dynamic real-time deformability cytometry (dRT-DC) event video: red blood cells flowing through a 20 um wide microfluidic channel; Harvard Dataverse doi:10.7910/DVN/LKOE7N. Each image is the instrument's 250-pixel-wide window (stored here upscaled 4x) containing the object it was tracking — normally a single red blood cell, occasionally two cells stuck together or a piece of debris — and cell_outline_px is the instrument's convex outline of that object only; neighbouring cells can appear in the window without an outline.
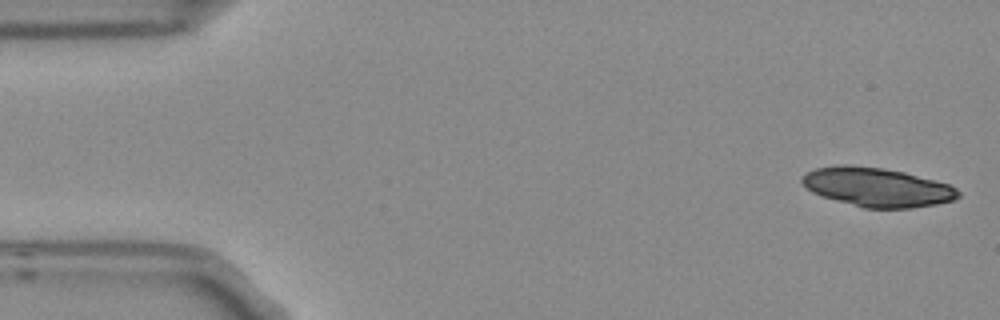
{"species": "Egyptian fruit bat (a non-hibernating species)", "species_latin": "Rousettus aegyptiacus", "temperature_condition": "room temperature", "stored_images_in_passage": 5, "camera_frame_rate_fps": 3000, "um_per_image_px": 0.085, "frame": {"image": 1, "passage_image": 1, "time_ms": 0.0, "image_size_px": [1000, 320], "cell_outline_px": [[960, 196], [952, 200], [936, 204], [912, 208], [864, 208], [836, 200], [812, 192], [800, 180], [800, 176], [816, 168], [840, 164], [852, 164], [884, 168], [904, 172], [948, 184], [956, 188], [960, 192]], "centroid_in_image_um": [74.54, 15.9], "position_along_channel_um": 10.5, "area_um2": 35.37}}